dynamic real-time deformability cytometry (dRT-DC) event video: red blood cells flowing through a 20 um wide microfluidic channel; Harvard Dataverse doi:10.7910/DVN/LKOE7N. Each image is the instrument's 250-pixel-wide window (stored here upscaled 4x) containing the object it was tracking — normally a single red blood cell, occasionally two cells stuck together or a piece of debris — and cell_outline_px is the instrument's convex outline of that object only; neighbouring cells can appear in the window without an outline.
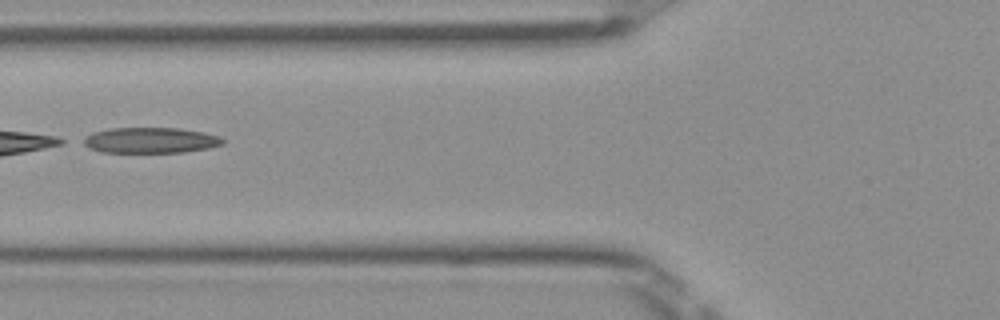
{"species": "Egyptian fruit bat (a non-hibernating species)", "species_latin": "Rousettus aegyptiacus", "temperature_condition": "room temperature", "stored_images_in_passage": 31, "camera_frame_rate_fps": 3000, "um_per_image_px": 0.085, "frame": {"image": 1, "passage_image": 5, "time_ms": 1.333, "image_size_px": [1000, 320], "cell_outline_px": [[224, 144], [208, 148], [184, 152], [100, 152], [88, 148], [80, 144], [76, 140], [92, 132], [108, 128], [180, 128], [204, 132], [220, 136], [224, 140]], "centroid_in_image_um": [12.69, 11.92], "position_along_channel_um": 113.1, "area_um2": 21.33}}
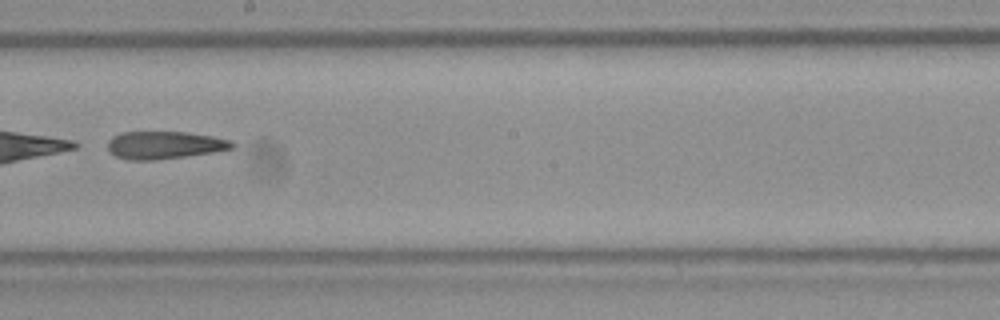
{"frame": {"image": 2, "passage_image": 14, "time_ms": 4.333, "image_size_px": [1000, 320], "cell_outline_px": [[236, 144], [232, 148], [212, 152], [156, 160], [128, 160], [116, 156], [108, 152], [108, 140], [112, 136], [120, 132], [184, 132], [212, 136], [228, 140]], "centroid_in_image_um": [13.91, 12.33], "position_along_channel_um": 234.3, "area_um2": 19.94}}
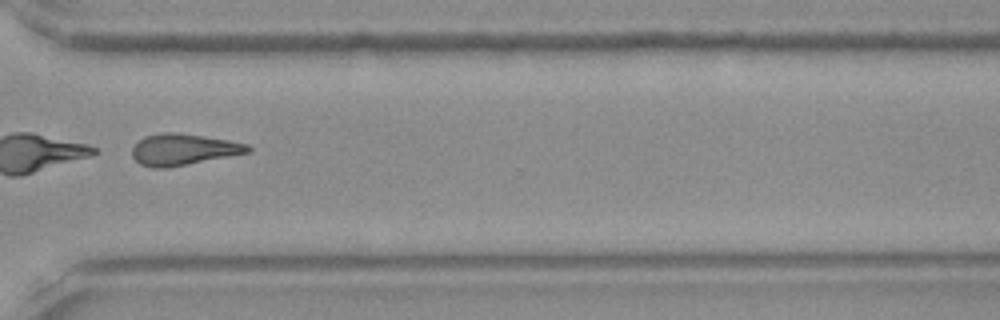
{"frame": {"image": 3, "passage_image": 23, "time_ms": 7.333, "image_size_px": [1000, 320], "cell_outline_px": [[252, 152], [164, 168], [152, 168], [140, 164], [132, 156], [132, 148], [144, 136], [164, 132], [176, 132], [204, 136], [228, 140], [248, 144], [252, 148]], "centroid_in_image_um": [15.59, 12.7], "position_along_channel_um": 355.0, "area_um2": 21.04}, "authors_computed_cell_mechanics": {"area_um2": 21.0392, "velocity_mm_per_s": 4.0265, "shape_relaxation_time_tau1_ms": 1.4019, "shape_relaxation_time_tau2_ms": 3.4671, "deformation_change_tau1": 0.2453, "deformation_change_tau2": 0.1466}}